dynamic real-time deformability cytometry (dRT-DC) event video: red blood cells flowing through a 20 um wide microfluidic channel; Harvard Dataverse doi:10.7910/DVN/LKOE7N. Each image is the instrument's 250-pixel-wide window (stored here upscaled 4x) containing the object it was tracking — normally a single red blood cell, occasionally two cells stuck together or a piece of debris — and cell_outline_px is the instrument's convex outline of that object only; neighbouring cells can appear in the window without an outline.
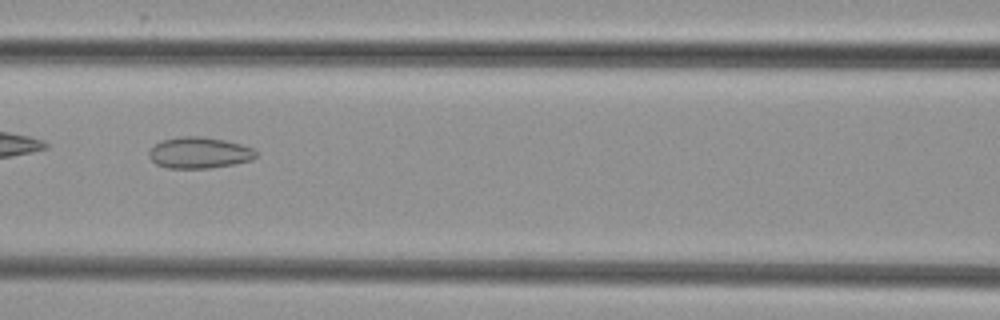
{"species": "common noctule bat (a hibernating species)", "species_latin": "Nyctalus noctula", "temperature_condition": "cold", "stored_images_in_passage": 6, "camera_frame_rate_fps": 3000, "um_per_image_px": 0.085, "animal": {"sex": "female", "body_mass_g": 29.2, "forearm_length_mm": 56.3}, "frame": {"image": 1, "passage_image": 5, "time_ms": 5.667, "image_size_px": [1000, 320], "cell_outline_px": [[256, 156], [252, 160], [232, 164], [208, 168], [168, 168], [156, 164], [148, 156], [148, 152], [160, 140], [176, 136], [200, 136], [224, 140], [240, 144], [252, 148], [256, 152]], "centroid_in_image_um": [16.9, 12.97], "position_along_channel_um": 149.7, "area_um2": 19.42}}
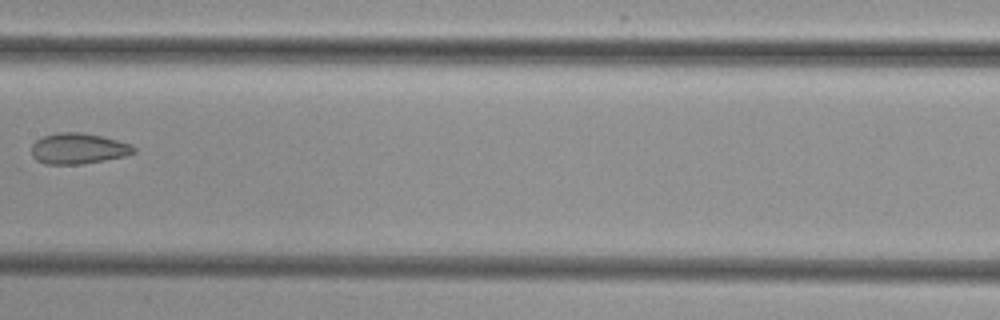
{"frame": {"image": 2, "passage_image": 6, "time_ms": 7.0, "image_size_px": [1000, 320], "cell_outline_px": [[136, 152], [128, 156], [84, 164], [44, 164], [36, 160], [32, 156], [32, 144], [36, 140], [44, 136], [56, 132], [84, 132], [104, 136], [132, 144], [136, 148]], "centroid_in_image_um": [6.7, 12.62], "position_along_channel_um": 200.7, "area_um2": 18.79}}